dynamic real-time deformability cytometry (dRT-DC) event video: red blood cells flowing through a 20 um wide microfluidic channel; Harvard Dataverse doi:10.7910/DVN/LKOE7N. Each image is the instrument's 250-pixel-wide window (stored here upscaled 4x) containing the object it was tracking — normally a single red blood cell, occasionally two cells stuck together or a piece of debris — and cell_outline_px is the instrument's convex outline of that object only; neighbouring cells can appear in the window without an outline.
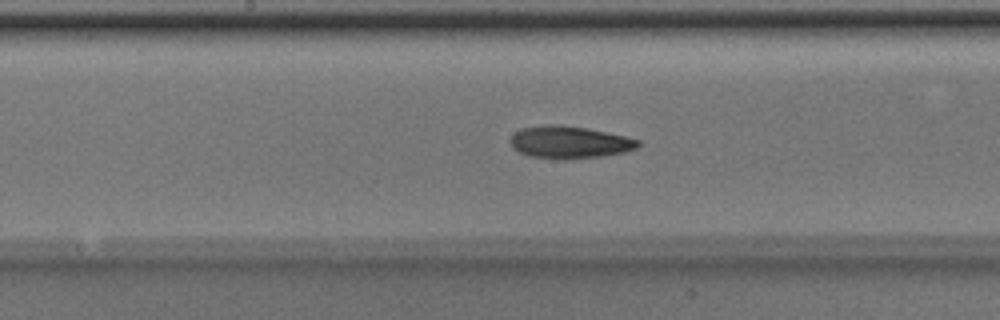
{"species": "Egyptian fruit bat (a non-hibernating species)", "species_latin": "Rousettus aegyptiacus", "temperature_condition": "room temperature", "stored_images_in_passage": 48, "camera_frame_rate_fps": 3000, "um_per_image_px": 0.085, "animal": {"sex": "male"}, "frame": {"image": 1, "passage_image": 24, "time_ms": 7.667, "image_size_px": [1000, 320], "cell_outline_px": [[640, 144], [636, 148], [624, 152], [600, 156], [568, 160], [564, 160], [528, 156], [512, 148], [508, 140], [520, 128], [544, 124], [560, 124], [588, 128], [624, 136], [640, 140]], "centroid_in_image_um": [48.36, 12.09], "position_along_channel_um": 199.8, "area_um2": 24.33}}
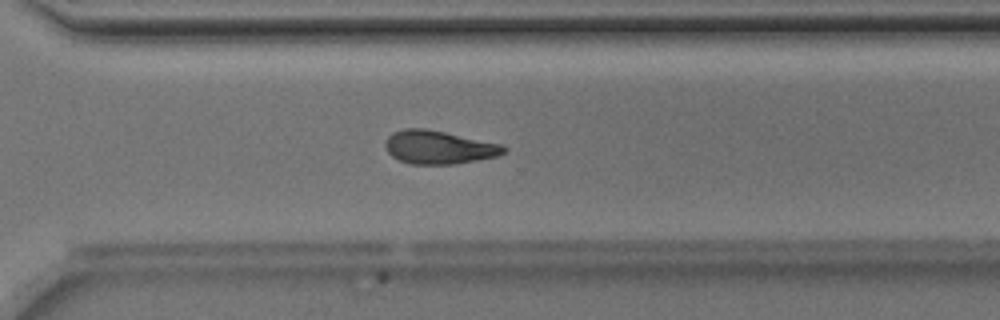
{"frame": {"image": 2, "passage_image": 34, "time_ms": 11.0, "image_size_px": [1000, 320], "cell_outline_px": [[508, 148], [504, 152], [496, 156], [476, 160], [452, 164], [412, 164], [400, 160], [392, 156], [388, 152], [384, 144], [388, 136], [392, 132], [404, 128], [424, 128], [444, 132], [500, 144]], "centroid_in_image_um": [37.25, 12.51], "position_along_channel_um": 333.4, "area_um2": 22.72}}
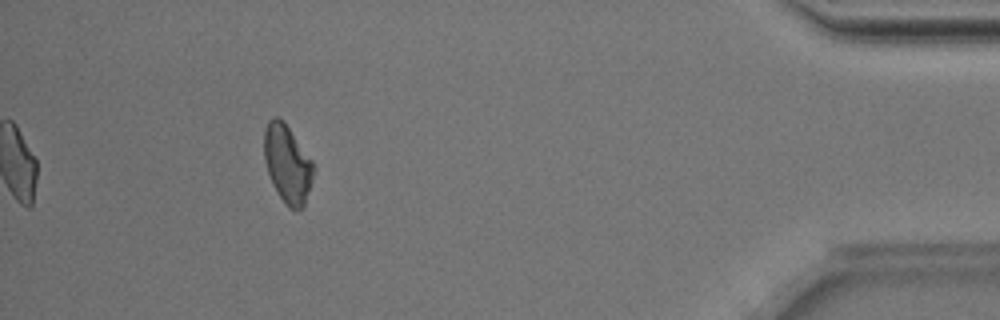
{"frame": {"image": 3, "passage_image": 44, "time_ms": 14.333, "image_size_px": [1000, 320], "cell_outline_px": [[316, 168], [304, 204], [296, 212], [288, 208], [284, 204], [272, 184], [264, 160], [264, 132], [268, 120], [272, 116], [276, 116], [284, 120], [312, 160]], "centroid_in_image_um": [24.43, 13.92], "position_along_channel_um": 410.8, "area_um2": 22.72}, "authors_computed_cell_mechanics": {"area_um2": 22.9755, "velocity_mm_per_s": 4.0236, "shape_relaxation_time_tau1_ms": 4.2512, "shape_relaxation_time_tau2_ms": 9.8149, "deformation_change_tau1": 0.1309, "deformation_change_tau2": 0.2032}}